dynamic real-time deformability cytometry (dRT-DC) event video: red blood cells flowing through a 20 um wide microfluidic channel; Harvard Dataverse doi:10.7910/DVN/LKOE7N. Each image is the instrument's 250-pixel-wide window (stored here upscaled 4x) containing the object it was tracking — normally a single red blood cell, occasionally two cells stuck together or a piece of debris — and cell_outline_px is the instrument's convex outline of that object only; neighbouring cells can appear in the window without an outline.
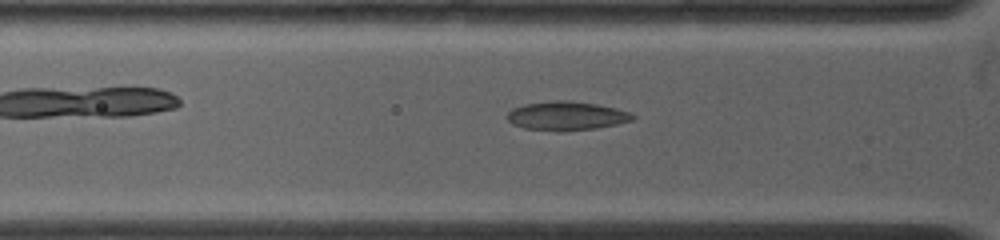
{"species": "common noctule bat (a hibernating species)", "species_latin": "Nyctalus noctula", "temperature_condition": "warm", "stored_images_in_passage": 100, "camera_frame_rate_fps": 4500, "um_per_image_px": 0.085, "animal": {"sex": "female", "body_mass_g": 19.0, "forearm_length_mm": 53.3}, "frame": {"image": 1, "passage_image": 20, "time_ms": 2.889, "image_size_px": [1000, 240], "cell_outline_px": [[636, 116], [632, 120], [616, 124], [596, 128], [560, 132], [524, 128], [512, 124], [504, 116], [512, 108], [524, 104], [552, 100], [572, 100], [596, 104], [616, 108], [628, 112]], "centroid_in_image_um": [48.1, 9.84], "position_along_channel_um": 77.7, "area_um2": 21.33}}
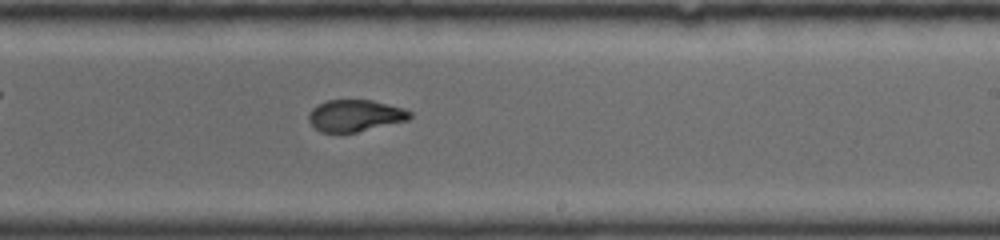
{"frame": {"image": 2, "passage_image": 43, "time_ms": 7.556, "image_size_px": [1000, 240], "cell_outline_px": [[412, 116], [408, 120], [356, 132], [320, 132], [308, 120], [308, 112], [316, 104], [328, 100], [372, 100], [404, 108], [412, 112]], "centroid_in_image_um": [30.17, 9.81], "position_along_channel_um": 258.8, "area_um2": 18.73}}
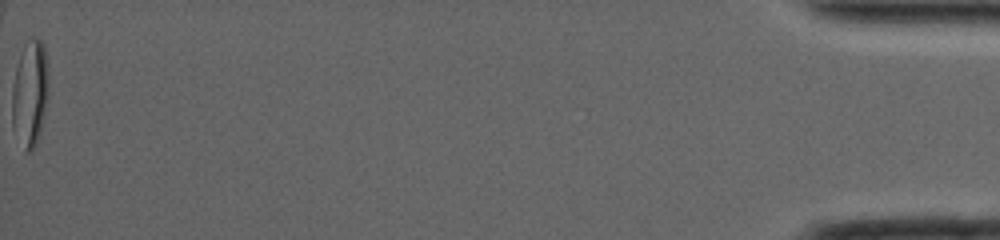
{"frame": {"image": 3, "passage_image": 100, "time_ms": 16.444, "image_size_px": [1000, 240], "cell_outline_px": [[48, 96], [40, 128], [36, 140], [32, 148], [28, 152], [24, 152], [12, 124], [12, 88], [16, 68], [24, 44], [36, 40], [44, 40], [48, 64]], "centroid_in_image_um": [2.55, 7.9], "position_along_channel_um": 432.6, "area_um2": 22.25}, "authors_computed_cell_mechanics": {"area_um2": 19.9988, "velocity_mm_per_s": 3.8835, "shape_relaxation_time_tau1_ms": null, "shape_relaxation_time_tau2_ms": 1.2526, "deformation_change_tau1": null, "deformation_change_tau2": 0.0598}}